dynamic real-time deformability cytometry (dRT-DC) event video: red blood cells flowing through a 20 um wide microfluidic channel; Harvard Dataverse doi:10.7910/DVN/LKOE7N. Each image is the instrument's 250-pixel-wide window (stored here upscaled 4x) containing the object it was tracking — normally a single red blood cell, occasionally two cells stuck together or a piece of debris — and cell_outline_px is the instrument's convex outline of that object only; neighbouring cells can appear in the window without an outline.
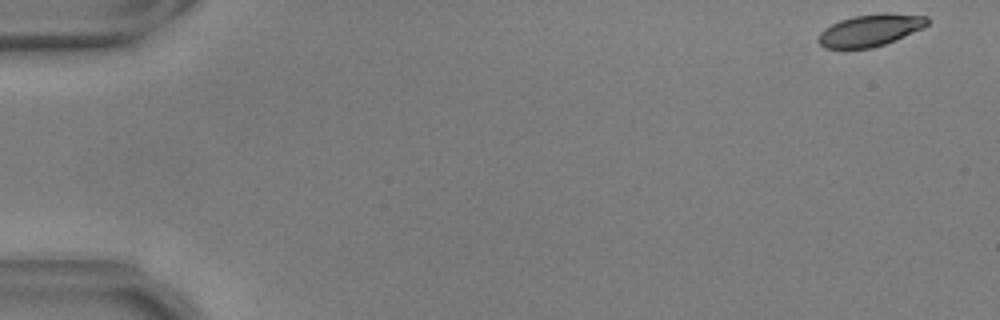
{"species": "common noctule bat (a hibernating species)", "species_latin": "Nyctalus noctula", "temperature_condition": "warm", "stored_images_in_passage": 54, "camera_frame_rate_fps": 3000, "um_per_image_px": 0.085, "animal": {"sex": "male", "body_mass_g": 17.9, "forearm_length_mm": 54.2}, "frame": {"image": 1, "passage_image": 1, "time_ms": 0.0, "image_size_px": [1000, 320], "cell_outline_px": [[928, 24], [924, 28], [896, 40], [872, 48], [824, 48], [816, 40], [820, 32], [824, 28], [840, 20], [852, 16], [884, 12], [888, 12], [928, 16]], "centroid_in_image_um": [73.99, 2.56], "position_along_channel_um": 11.0, "area_um2": 20.58}}
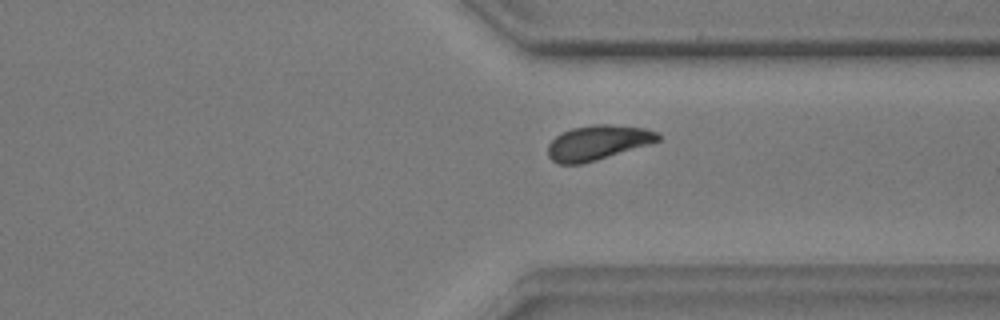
{"frame": {"image": 2, "passage_image": 41, "time_ms": 13.333, "image_size_px": [1000, 320], "cell_outline_px": [[660, 140], [652, 144], [596, 160], [580, 164], [560, 164], [552, 160], [548, 156], [548, 144], [556, 136], [572, 128], [592, 124], [608, 124], [644, 128], [660, 132]], "centroid_in_image_um": [50.85, 12.12], "position_along_channel_um": 360.6, "area_um2": 22.37}}
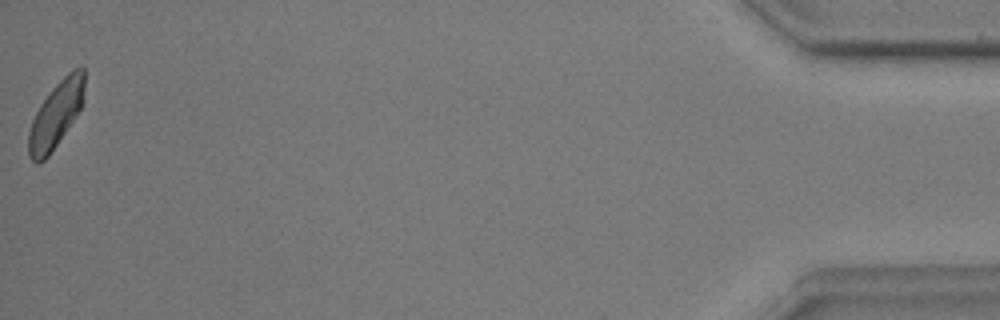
{"frame": {"image": 3, "passage_image": 54, "time_ms": 17.667, "image_size_px": [1000, 320], "cell_outline_px": [[84, 100], [80, 108], [48, 156], [44, 160], [36, 164], [32, 160], [28, 152], [28, 132], [32, 120], [40, 104], [52, 88], [72, 68], [80, 64], [84, 68]], "centroid_in_image_um": [4.75, 9.69], "position_along_channel_um": 430.4, "area_um2": 21.21}, "authors_computed_cell_mechanics": {"area_um2": 21.9351, "velocity_mm_per_s": 3.6784, "shape_relaxation_time_tau1_ms": 2.4608, "shape_relaxation_time_tau2_ms": 3.0206, "deformation_change_tau1": 0.1048, "deformation_change_tau2": 0.0809}}